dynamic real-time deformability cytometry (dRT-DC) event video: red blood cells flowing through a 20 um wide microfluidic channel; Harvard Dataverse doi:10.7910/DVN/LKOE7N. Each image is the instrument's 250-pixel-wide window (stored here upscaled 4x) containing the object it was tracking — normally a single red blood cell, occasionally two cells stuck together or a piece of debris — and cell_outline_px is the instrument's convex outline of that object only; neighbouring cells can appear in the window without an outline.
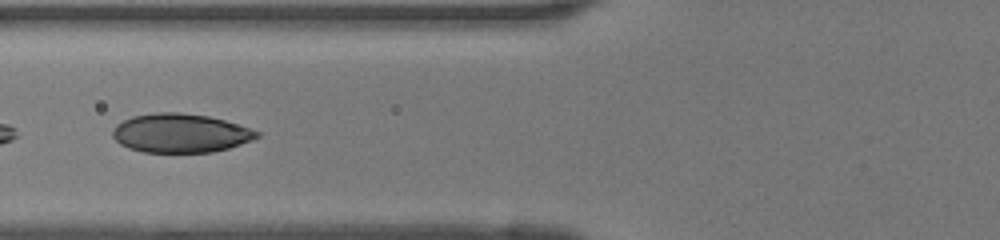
{"species": "human", "species_latin": "Homo sapiens", "temperature_condition": "room temperature", "stored_images_in_passage": 45, "segment_of_instrument_passage": [2, 2], "camera_frame_rate_fps": 3000, "um_per_image_px": 0.085, "donor": {"sex": "female"}, "frame": {"image": 1, "passage_image": 20, "time_ms": 6.333, "image_size_px": [1000, 240], "cell_outline_px": [[260, 136], [252, 140], [228, 148], [212, 152], [144, 152], [128, 148], [120, 144], [112, 136], [112, 128], [116, 124], [132, 116], [156, 112], [180, 112], [208, 116], [224, 120], [260, 132]], "centroid_in_image_um": [15.3, 11.31], "position_along_channel_um": 110.5, "area_um2": 32.66}}
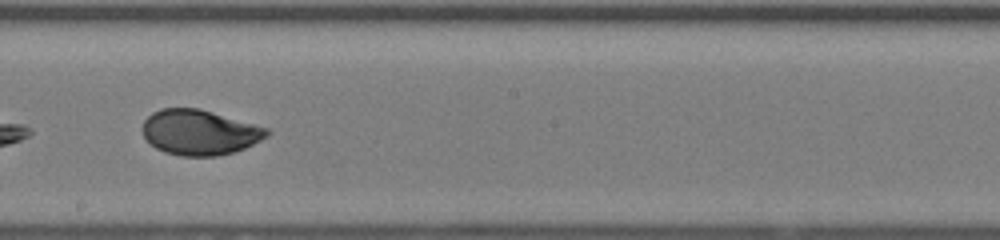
{"frame": {"image": 2, "passage_image": 28, "time_ms": 9.0, "image_size_px": [1000, 240], "cell_outline_px": [[272, 132], [268, 136], [244, 148], [232, 152], [216, 156], [180, 156], [164, 152], [156, 148], [144, 136], [144, 120], [152, 112], [160, 108], [200, 108], [268, 128]], "centroid_in_image_um": [16.97, 11.24], "position_along_channel_um": 231.2, "area_um2": 32.66}}
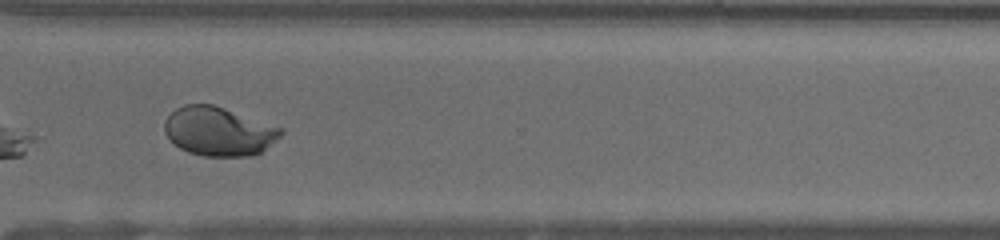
{"frame": {"image": 3, "passage_image": 36, "time_ms": 11.667, "image_size_px": [1000, 240], "cell_outline_px": [[284, 132], [276, 140], [260, 152], [248, 156], [204, 156], [188, 152], [180, 148], [164, 132], [164, 120], [176, 108], [184, 104], [212, 104], [284, 128]], "centroid_in_image_um": [18.59, 11.16], "position_along_channel_um": 352.0, "area_um2": 32.95}}